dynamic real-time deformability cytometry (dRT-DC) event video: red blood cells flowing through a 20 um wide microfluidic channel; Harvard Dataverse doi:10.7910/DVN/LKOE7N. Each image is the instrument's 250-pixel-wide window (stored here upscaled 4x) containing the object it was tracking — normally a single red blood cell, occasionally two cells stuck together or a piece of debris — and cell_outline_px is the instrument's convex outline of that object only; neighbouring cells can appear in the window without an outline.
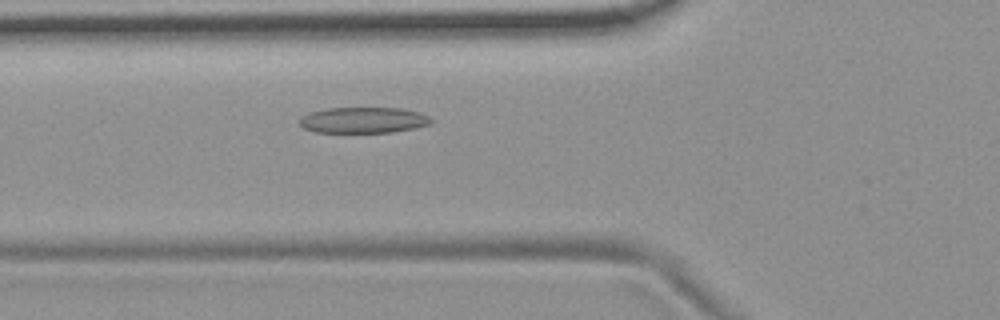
{"species": "common noctule bat (a hibernating species)", "species_latin": "Nyctalus noctula", "temperature_condition": "room temperature", "stored_images_in_passage": 40, "camera_frame_rate_fps": 3000, "um_per_image_px": 0.085, "animal": {"sex": "female", "body_mass_g": 19.9}, "frame": {"image": 1, "passage_image": 10, "time_ms": 3.0, "image_size_px": [1000, 320], "cell_outline_px": [[432, 124], [416, 128], [392, 132], [316, 132], [304, 128], [300, 124], [300, 116], [308, 112], [324, 108], [400, 108], [420, 112], [428, 116], [432, 120]], "centroid_in_image_um": [30.89, 10.2], "position_along_channel_um": 94.9, "area_um2": 20.0}}
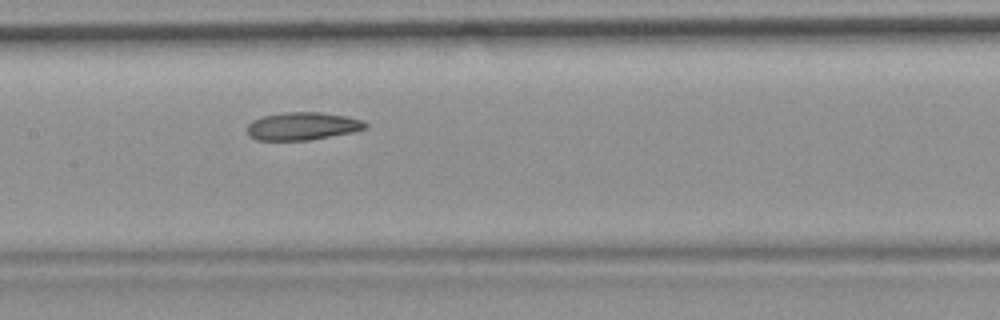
{"frame": {"image": 2, "passage_image": 17, "time_ms": 5.333, "image_size_px": [1000, 320], "cell_outline_px": [[368, 128], [352, 132], [308, 140], [256, 140], [248, 132], [248, 124], [252, 120], [264, 116], [284, 112], [320, 112], [344, 116], [364, 120], [368, 124]], "centroid_in_image_um": [25.74, 10.71], "position_along_channel_um": 181.7, "area_um2": 19.02}}
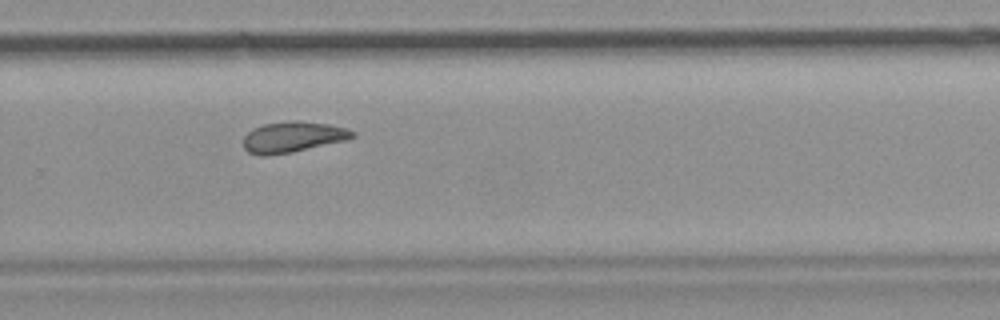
{"frame": {"image": 3, "passage_image": 27, "time_ms": 8.667, "image_size_px": [1000, 320], "cell_outline_px": [[356, 136], [348, 140], [292, 152], [264, 156], [260, 156], [248, 152], [244, 148], [244, 136], [252, 128], [264, 124], [292, 120], [296, 120], [328, 124], [348, 128], [356, 132]], "centroid_in_image_um": [24.92, 11.64], "position_along_channel_um": 304.9, "area_um2": 19.77}}